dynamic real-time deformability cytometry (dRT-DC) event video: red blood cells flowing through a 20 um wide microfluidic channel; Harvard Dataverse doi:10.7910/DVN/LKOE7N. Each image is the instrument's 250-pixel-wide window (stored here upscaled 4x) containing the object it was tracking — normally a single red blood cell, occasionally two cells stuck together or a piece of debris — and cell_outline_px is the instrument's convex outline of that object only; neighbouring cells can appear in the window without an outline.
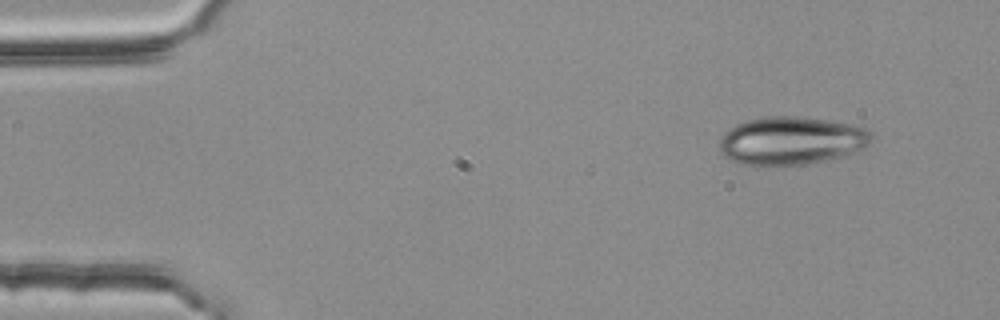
{"species": "common noctule bat (a hibernating species)", "species_latin": "Nyctalus noctula", "temperature_condition": "room temperature", "stored_images_in_passage": 4, "camera_frame_rate_fps": 3000, "um_per_image_px": 0.085, "animal": {"sex": "female", "body_mass_g": 25.1}, "frame": {"image": 1, "passage_image": 1, "time_ms": 0.0, "image_size_px": [1000, 320], "cell_outline_px": [[876, 136], [864, 148], [840, 156], [824, 160], [804, 164], [776, 168], [736, 164], [724, 156], [720, 152], [720, 140], [736, 124], [748, 120], [768, 116], [796, 116], [828, 120], [848, 124], [864, 128], [872, 132]], "centroid_in_image_um": [67.24, 11.99], "position_along_channel_um": 17.8, "area_um2": 43.0}}